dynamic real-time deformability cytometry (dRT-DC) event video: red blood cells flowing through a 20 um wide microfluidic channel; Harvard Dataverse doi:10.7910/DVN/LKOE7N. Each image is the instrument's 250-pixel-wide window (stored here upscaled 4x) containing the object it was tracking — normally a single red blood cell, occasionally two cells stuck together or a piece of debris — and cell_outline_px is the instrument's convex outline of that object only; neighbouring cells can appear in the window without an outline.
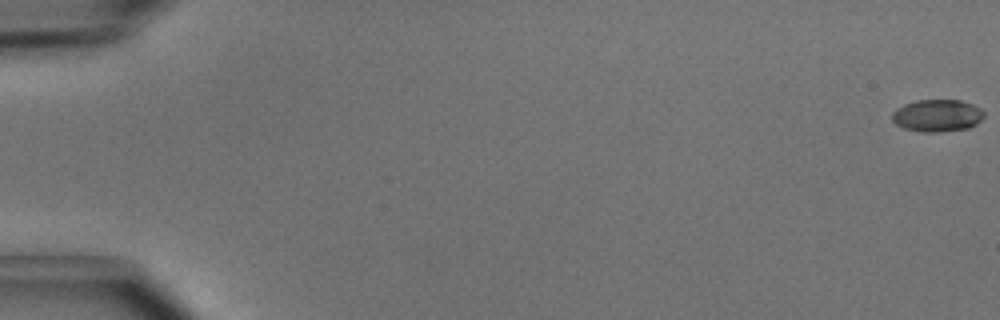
{"species": "common noctule bat (a hibernating species)", "species_latin": "Nyctalus noctula", "temperature_condition": "cold", "stored_images_in_passage": 51, "camera_frame_rate_fps": 3000, "um_per_image_px": 0.085, "animal": {"sex": "male", "body_mass_g": 15.6}, "frame": {"image": 1, "passage_image": 1, "time_ms": 0.0, "image_size_px": [1000, 320], "cell_outline_px": [[984, 116], [976, 124], [968, 128], [940, 132], [920, 132], [904, 128], [896, 124], [892, 120], [892, 112], [896, 108], [904, 104], [916, 100], [960, 100], [972, 104], [980, 108], [984, 112]], "centroid_in_image_um": [79.65, 9.82], "position_along_channel_um": 5.4, "area_um2": 17.34}}
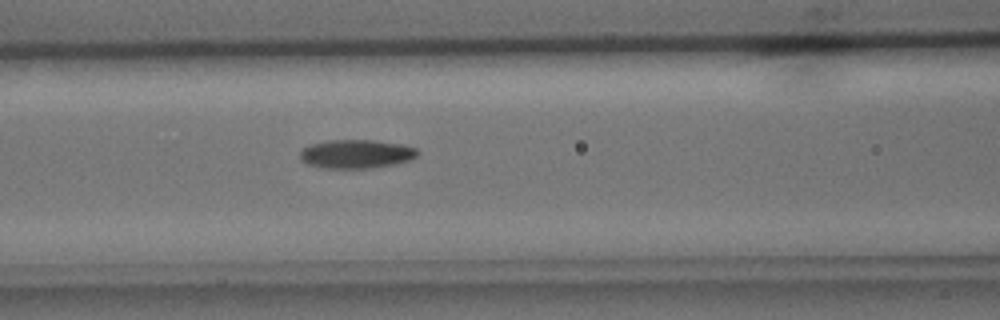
{"frame": {"image": 2, "passage_image": 23, "time_ms": 7.333, "image_size_px": [1000, 320], "cell_outline_px": [[416, 156], [412, 160], [396, 164], [368, 168], [320, 168], [308, 164], [300, 160], [300, 152], [308, 144], [328, 140], [372, 140], [404, 144], [416, 148]], "centroid_in_image_um": [30.26, 13.08], "position_along_channel_um": 136.3, "area_um2": 19.83}}
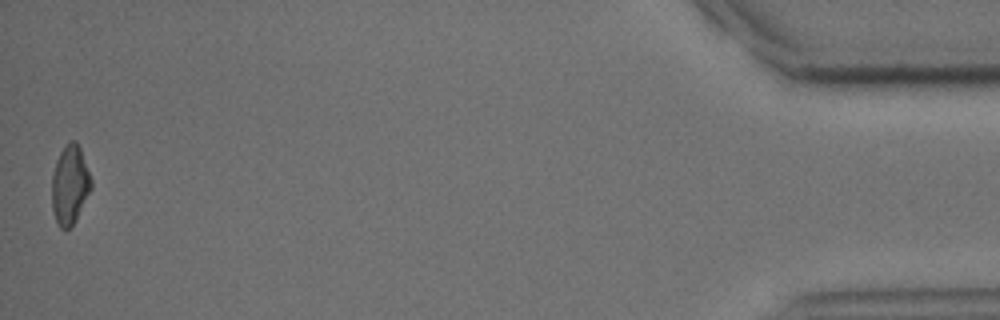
{"frame": {"image": 3, "passage_image": 51, "time_ms": 16.667, "image_size_px": [1000, 320], "cell_outline_px": [[92, 188], [72, 224], [68, 228], [60, 228], [56, 220], [52, 208], [52, 172], [56, 160], [60, 152], [68, 140], [76, 140], [80, 148], [92, 180]], "centroid_in_image_um": [5.93, 15.65], "position_along_channel_um": 429.3, "area_um2": 17.92}, "authors_computed_cell_mechanics": {"area_um2": 18.2648, "velocity_mm_per_s": 4.0519, "shape_relaxation_time_tau1_ms": 5.0731, "shape_relaxation_time_tau2_ms": null, "deformation_change_tau1": 0.1491, "deformation_change_tau2": null}}